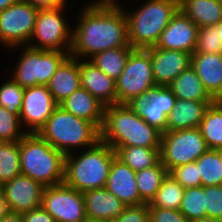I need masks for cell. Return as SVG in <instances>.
Returning <instances> with one entry per match:
<instances>
[{
	"instance_id": "43",
	"label": "cell",
	"mask_w": 222,
	"mask_h": 222,
	"mask_svg": "<svg viewBox=\"0 0 222 222\" xmlns=\"http://www.w3.org/2000/svg\"><path fill=\"white\" fill-rule=\"evenodd\" d=\"M37 9H54L65 6L70 0H23Z\"/></svg>"
},
{
	"instance_id": "9",
	"label": "cell",
	"mask_w": 222,
	"mask_h": 222,
	"mask_svg": "<svg viewBox=\"0 0 222 222\" xmlns=\"http://www.w3.org/2000/svg\"><path fill=\"white\" fill-rule=\"evenodd\" d=\"M115 85L116 104H127L156 86L148 49H133L129 53L124 70Z\"/></svg>"
},
{
	"instance_id": "32",
	"label": "cell",
	"mask_w": 222,
	"mask_h": 222,
	"mask_svg": "<svg viewBox=\"0 0 222 222\" xmlns=\"http://www.w3.org/2000/svg\"><path fill=\"white\" fill-rule=\"evenodd\" d=\"M184 190L181 184L168 174L150 204L153 207L179 210Z\"/></svg>"
},
{
	"instance_id": "2",
	"label": "cell",
	"mask_w": 222,
	"mask_h": 222,
	"mask_svg": "<svg viewBox=\"0 0 222 222\" xmlns=\"http://www.w3.org/2000/svg\"><path fill=\"white\" fill-rule=\"evenodd\" d=\"M124 10L127 20L128 40L133 49L154 47L161 33L179 10V0H135L129 7L115 0ZM123 3V4H122ZM132 9V10H131Z\"/></svg>"
},
{
	"instance_id": "46",
	"label": "cell",
	"mask_w": 222,
	"mask_h": 222,
	"mask_svg": "<svg viewBox=\"0 0 222 222\" xmlns=\"http://www.w3.org/2000/svg\"><path fill=\"white\" fill-rule=\"evenodd\" d=\"M19 0H0V12L17 3Z\"/></svg>"
},
{
	"instance_id": "17",
	"label": "cell",
	"mask_w": 222,
	"mask_h": 222,
	"mask_svg": "<svg viewBox=\"0 0 222 222\" xmlns=\"http://www.w3.org/2000/svg\"><path fill=\"white\" fill-rule=\"evenodd\" d=\"M152 74L156 86H168L180 73L191 66V55L184 51L150 47Z\"/></svg>"
},
{
	"instance_id": "1",
	"label": "cell",
	"mask_w": 222,
	"mask_h": 222,
	"mask_svg": "<svg viewBox=\"0 0 222 222\" xmlns=\"http://www.w3.org/2000/svg\"><path fill=\"white\" fill-rule=\"evenodd\" d=\"M84 3L77 12H72V15L77 13L73 17L78 19L73 24L71 57L89 60L105 50L131 46L126 14L115 0H89Z\"/></svg>"
},
{
	"instance_id": "5",
	"label": "cell",
	"mask_w": 222,
	"mask_h": 222,
	"mask_svg": "<svg viewBox=\"0 0 222 222\" xmlns=\"http://www.w3.org/2000/svg\"><path fill=\"white\" fill-rule=\"evenodd\" d=\"M21 174L44 187L64 181L65 154L53 148L38 133H27L19 141Z\"/></svg>"
},
{
	"instance_id": "25",
	"label": "cell",
	"mask_w": 222,
	"mask_h": 222,
	"mask_svg": "<svg viewBox=\"0 0 222 222\" xmlns=\"http://www.w3.org/2000/svg\"><path fill=\"white\" fill-rule=\"evenodd\" d=\"M168 87L176 98L180 100L207 102L209 105L216 101L205 89L192 66L180 73Z\"/></svg>"
},
{
	"instance_id": "24",
	"label": "cell",
	"mask_w": 222,
	"mask_h": 222,
	"mask_svg": "<svg viewBox=\"0 0 222 222\" xmlns=\"http://www.w3.org/2000/svg\"><path fill=\"white\" fill-rule=\"evenodd\" d=\"M209 106L207 102L176 99L167 117L166 131L199 128Z\"/></svg>"
},
{
	"instance_id": "40",
	"label": "cell",
	"mask_w": 222,
	"mask_h": 222,
	"mask_svg": "<svg viewBox=\"0 0 222 222\" xmlns=\"http://www.w3.org/2000/svg\"><path fill=\"white\" fill-rule=\"evenodd\" d=\"M111 222H149V204L126 206L123 212Z\"/></svg>"
},
{
	"instance_id": "15",
	"label": "cell",
	"mask_w": 222,
	"mask_h": 222,
	"mask_svg": "<svg viewBox=\"0 0 222 222\" xmlns=\"http://www.w3.org/2000/svg\"><path fill=\"white\" fill-rule=\"evenodd\" d=\"M44 186L30 177L19 175L3 184V199L14 213L41 207Z\"/></svg>"
},
{
	"instance_id": "22",
	"label": "cell",
	"mask_w": 222,
	"mask_h": 222,
	"mask_svg": "<svg viewBox=\"0 0 222 222\" xmlns=\"http://www.w3.org/2000/svg\"><path fill=\"white\" fill-rule=\"evenodd\" d=\"M59 106L76 117L92 122L99 130L102 128L105 105L83 87H79Z\"/></svg>"
},
{
	"instance_id": "6",
	"label": "cell",
	"mask_w": 222,
	"mask_h": 222,
	"mask_svg": "<svg viewBox=\"0 0 222 222\" xmlns=\"http://www.w3.org/2000/svg\"><path fill=\"white\" fill-rule=\"evenodd\" d=\"M38 134L65 155L90 148L100 140V130L92 122L74 116L59 105Z\"/></svg>"
},
{
	"instance_id": "20",
	"label": "cell",
	"mask_w": 222,
	"mask_h": 222,
	"mask_svg": "<svg viewBox=\"0 0 222 222\" xmlns=\"http://www.w3.org/2000/svg\"><path fill=\"white\" fill-rule=\"evenodd\" d=\"M81 87L89 91L105 106L116 104L115 81L89 60L79 59Z\"/></svg>"
},
{
	"instance_id": "38",
	"label": "cell",
	"mask_w": 222,
	"mask_h": 222,
	"mask_svg": "<svg viewBox=\"0 0 222 222\" xmlns=\"http://www.w3.org/2000/svg\"><path fill=\"white\" fill-rule=\"evenodd\" d=\"M168 174L179 182L184 189L201 186V176L196 162L172 168Z\"/></svg>"
},
{
	"instance_id": "35",
	"label": "cell",
	"mask_w": 222,
	"mask_h": 222,
	"mask_svg": "<svg viewBox=\"0 0 222 222\" xmlns=\"http://www.w3.org/2000/svg\"><path fill=\"white\" fill-rule=\"evenodd\" d=\"M2 80L4 81L0 83V106L19 116L25 88L14 82L9 76Z\"/></svg>"
},
{
	"instance_id": "23",
	"label": "cell",
	"mask_w": 222,
	"mask_h": 222,
	"mask_svg": "<svg viewBox=\"0 0 222 222\" xmlns=\"http://www.w3.org/2000/svg\"><path fill=\"white\" fill-rule=\"evenodd\" d=\"M79 87H81L79 59L69 55L50 78L47 88L59 105Z\"/></svg>"
},
{
	"instance_id": "3",
	"label": "cell",
	"mask_w": 222,
	"mask_h": 222,
	"mask_svg": "<svg viewBox=\"0 0 222 222\" xmlns=\"http://www.w3.org/2000/svg\"><path fill=\"white\" fill-rule=\"evenodd\" d=\"M162 133L137 116L127 104L107 105L100 140L110 146L160 149Z\"/></svg>"
},
{
	"instance_id": "28",
	"label": "cell",
	"mask_w": 222,
	"mask_h": 222,
	"mask_svg": "<svg viewBox=\"0 0 222 222\" xmlns=\"http://www.w3.org/2000/svg\"><path fill=\"white\" fill-rule=\"evenodd\" d=\"M199 129L209 149L222 148V100L207 108Z\"/></svg>"
},
{
	"instance_id": "19",
	"label": "cell",
	"mask_w": 222,
	"mask_h": 222,
	"mask_svg": "<svg viewBox=\"0 0 222 222\" xmlns=\"http://www.w3.org/2000/svg\"><path fill=\"white\" fill-rule=\"evenodd\" d=\"M87 221L111 222L117 218L126 205L106 188L82 192Z\"/></svg>"
},
{
	"instance_id": "27",
	"label": "cell",
	"mask_w": 222,
	"mask_h": 222,
	"mask_svg": "<svg viewBox=\"0 0 222 222\" xmlns=\"http://www.w3.org/2000/svg\"><path fill=\"white\" fill-rule=\"evenodd\" d=\"M116 157L138 172L156 165L160 161V149L141 146H111Z\"/></svg>"
},
{
	"instance_id": "13",
	"label": "cell",
	"mask_w": 222,
	"mask_h": 222,
	"mask_svg": "<svg viewBox=\"0 0 222 222\" xmlns=\"http://www.w3.org/2000/svg\"><path fill=\"white\" fill-rule=\"evenodd\" d=\"M176 99L168 86H155L150 91L133 98L127 105L149 125L165 133L167 117Z\"/></svg>"
},
{
	"instance_id": "11",
	"label": "cell",
	"mask_w": 222,
	"mask_h": 222,
	"mask_svg": "<svg viewBox=\"0 0 222 222\" xmlns=\"http://www.w3.org/2000/svg\"><path fill=\"white\" fill-rule=\"evenodd\" d=\"M39 9L19 0L0 12V48L7 49L28 45L34 31Z\"/></svg>"
},
{
	"instance_id": "33",
	"label": "cell",
	"mask_w": 222,
	"mask_h": 222,
	"mask_svg": "<svg viewBox=\"0 0 222 222\" xmlns=\"http://www.w3.org/2000/svg\"><path fill=\"white\" fill-rule=\"evenodd\" d=\"M21 175L19 141L0 142V182Z\"/></svg>"
},
{
	"instance_id": "29",
	"label": "cell",
	"mask_w": 222,
	"mask_h": 222,
	"mask_svg": "<svg viewBox=\"0 0 222 222\" xmlns=\"http://www.w3.org/2000/svg\"><path fill=\"white\" fill-rule=\"evenodd\" d=\"M132 50L131 46L108 49L95 54L89 61L116 81L124 70L127 57Z\"/></svg>"
},
{
	"instance_id": "10",
	"label": "cell",
	"mask_w": 222,
	"mask_h": 222,
	"mask_svg": "<svg viewBox=\"0 0 222 222\" xmlns=\"http://www.w3.org/2000/svg\"><path fill=\"white\" fill-rule=\"evenodd\" d=\"M208 149L199 128L166 131L161 136L160 161L169 172L195 162Z\"/></svg>"
},
{
	"instance_id": "49",
	"label": "cell",
	"mask_w": 222,
	"mask_h": 222,
	"mask_svg": "<svg viewBox=\"0 0 222 222\" xmlns=\"http://www.w3.org/2000/svg\"><path fill=\"white\" fill-rule=\"evenodd\" d=\"M3 199V183L0 182V201Z\"/></svg>"
},
{
	"instance_id": "4",
	"label": "cell",
	"mask_w": 222,
	"mask_h": 222,
	"mask_svg": "<svg viewBox=\"0 0 222 222\" xmlns=\"http://www.w3.org/2000/svg\"><path fill=\"white\" fill-rule=\"evenodd\" d=\"M115 156L114 149L101 140L90 148L66 154L63 183L79 192L105 188Z\"/></svg>"
},
{
	"instance_id": "45",
	"label": "cell",
	"mask_w": 222,
	"mask_h": 222,
	"mask_svg": "<svg viewBox=\"0 0 222 222\" xmlns=\"http://www.w3.org/2000/svg\"><path fill=\"white\" fill-rule=\"evenodd\" d=\"M11 212L12 211L9 204L4 199H2L0 201V221L4 216L9 215Z\"/></svg>"
},
{
	"instance_id": "30",
	"label": "cell",
	"mask_w": 222,
	"mask_h": 222,
	"mask_svg": "<svg viewBox=\"0 0 222 222\" xmlns=\"http://www.w3.org/2000/svg\"><path fill=\"white\" fill-rule=\"evenodd\" d=\"M167 175L168 170L161 161L150 168L136 172L138 193L144 203H151Z\"/></svg>"
},
{
	"instance_id": "42",
	"label": "cell",
	"mask_w": 222,
	"mask_h": 222,
	"mask_svg": "<svg viewBox=\"0 0 222 222\" xmlns=\"http://www.w3.org/2000/svg\"><path fill=\"white\" fill-rule=\"evenodd\" d=\"M22 219L23 222H56L42 206L22 213Z\"/></svg>"
},
{
	"instance_id": "47",
	"label": "cell",
	"mask_w": 222,
	"mask_h": 222,
	"mask_svg": "<svg viewBox=\"0 0 222 222\" xmlns=\"http://www.w3.org/2000/svg\"><path fill=\"white\" fill-rule=\"evenodd\" d=\"M193 222H222V220L213 219V218H210V217H204V218L195 220V221H193Z\"/></svg>"
},
{
	"instance_id": "36",
	"label": "cell",
	"mask_w": 222,
	"mask_h": 222,
	"mask_svg": "<svg viewBox=\"0 0 222 222\" xmlns=\"http://www.w3.org/2000/svg\"><path fill=\"white\" fill-rule=\"evenodd\" d=\"M26 134L20 117L0 106V142H17Z\"/></svg>"
},
{
	"instance_id": "41",
	"label": "cell",
	"mask_w": 222,
	"mask_h": 222,
	"mask_svg": "<svg viewBox=\"0 0 222 222\" xmlns=\"http://www.w3.org/2000/svg\"><path fill=\"white\" fill-rule=\"evenodd\" d=\"M149 222H192L179 210L153 207L149 203Z\"/></svg>"
},
{
	"instance_id": "37",
	"label": "cell",
	"mask_w": 222,
	"mask_h": 222,
	"mask_svg": "<svg viewBox=\"0 0 222 222\" xmlns=\"http://www.w3.org/2000/svg\"><path fill=\"white\" fill-rule=\"evenodd\" d=\"M193 53H222V42L216 25L198 29L197 44Z\"/></svg>"
},
{
	"instance_id": "44",
	"label": "cell",
	"mask_w": 222,
	"mask_h": 222,
	"mask_svg": "<svg viewBox=\"0 0 222 222\" xmlns=\"http://www.w3.org/2000/svg\"><path fill=\"white\" fill-rule=\"evenodd\" d=\"M0 222H23L22 214L11 212L9 215L4 216Z\"/></svg>"
},
{
	"instance_id": "8",
	"label": "cell",
	"mask_w": 222,
	"mask_h": 222,
	"mask_svg": "<svg viewBox=\"0 0 222 222\" xmlns=\"http://www.w3.org/2000/svg\"><path fill=\"white\" fill-rule=\"evenodd\" d=\"M73 2L75 0L54 9H39L28 46L46 51L71 52L74 22L70 20L74 18L66 14H69V8L76 7Z\"/></svg>"
},
{
	"instance_id": "14",
	"label": "cell",
	"mask_w": 222,
	"mask_h": 222,
	"mask_svg": "<svg viewBox=\"0 0 222 222\" xmlns=\"http://www.w3.org/2000/svg\"><path fill=\"white\" fill-rule=\"evenodd\" d=\"M58 104L47 86L25 88L20 122L26 133H39Z\"/></svg>"
},
{
	"instance_id": "16",
	"label": "cell",
	"mask_w": 222,
	"mask_h": 222,
	"mask_svg": "<svg viewBox=\"0 0 222 222\" xmlns=\"http://www.w3.org/2000/svg\"><path fill=\"white\" fill-rule=\"evenodd\" d=\"M198 29L179 9L161 33L155 47L193 54L197 44Z\"/></svg>"
},
{
	"instance_id": "26",
	"label": "cell",
	"mask_w": 222,
	"mask_h": 222,
	"mask_svg": "<svg viewBox=\"0 0 222 222\" xmlns=\"http://www.w3.org/2000/svg\"><path fill=\"white\" fill-rule=\"evenodd\" d=\"M179 9L198 27L222 21L221 0H179Z\"/></svg>"
},
{
	"instance_id": "12",
	"label": "cell",
	"mask_w": 222,
	"mask_h": 222,
	"mask_svg": "<svg viewBox=\"0 0 222 222\" xmlns=\"http://www.w3.org/2000/svg\"><path fill=\"white\" fill-rule=\"evenodd\" d=\"M41 206L56 222H87L82 192L64 183L45 187Z\"/></svg>"
},
{
	"instance_id": "39",
	"label": "cell",
	"mask_w": 222,
	"mask_h": 222,
	"mask_svg": "<svg viewBox=\"0 0 222 222\" xmlns=\"http://www.w3.org/2000/svg\"><path fill=\"white\" fill-rule=\"evenodd\" d=\"M206 217L222 220V185L204 187Z\"/></svg>"
},
{
	"instance_id": "50",
	"label": "cell",
	"mask_w": 222,
	"mask_h": 222,
	"mask_svg": "<svg viewBox=\"0 0 222 222\" xmlns=\"http://www.w3.org/2000/svg\"><path fill=\"white\" fill-rule=\"evenodd\" d=\"M219 151H220V154H221V157H222V148H221V149H219Z\"/></svg>"
},
{
	"instance_id": "34",
	"label": "cell",
	"mask_w": 222,
	"mask_h": 222,
	"mask_svg": "<svg viewBox=\"0 0 222 222\" xmlns=\"http://www.w3.org/2000/svg\"><path fill=\"white\" fill-rule=\"evenodd\" d=\"M179 211L192 222L206 217L204 187L186 188Z\"/></svg>"
},
{
	"instance_id": "31",
	"label": "cell",
	"mask_w": 222,
	"mask_h": 222,
	"mask_svg": "<svg viewBox=\"0 0 222 222\" xmlns=\"http://www.w3.org/2000/svg\"><path fill=\"white\" fill-rule=\"evenodd\" d=\"M201 186L222 185V157L219 150L208 149L196 161Z\"/></svg>"
},
{
	"instance_id": "18",
	"label": "cell",
	"mask_w": 222,
	"mask_h": 222,
	"mask_svg": "<svg viewBox=\"0 0 222 222\" xmlns=\"http://www.w3.org/2000/svg\"><path fill=\"white\" fill-rule=\"evenodd\" d=\"M135 175V171L115 156L110 165L105 188L126 206L144 204L138 193Z\"/></svg>"
},
{
	"instance_id": "7",
	"label": "cell",
	"mask_w": 222,
	"mask_h": 222,
	"mask_svg": "<svg viewBox=\"0 0 222 222\" xmlns=\"http://www.w3.org/2000/svg\"><path fill=\"white\" fill-rule=\"evenodd\" d=\"M8 50L12 54L20 52L17 53V60H10L13 61V64L4 65V68H8L5 69L6 73L4 72L3 77L9 75L14 82L23 88L38 85L47 86L57 68L70 55V52L46 51L28 45L17 46Z\"/></svg>"
},
{
	"instance_id": "21",
	"label": "cell",
	"mask_w": 222,
	"mask_h": 222,
	"mask_svg": "<svg viewBox=\"0 0 222 222\" xmlns=\"http://www.w3.org/2000/svg\"><path fill=\"white\" fill-rule=\"evenodd\" d=\"M191 66L215 100H222V53H193Z\"/></svg>"
},
{
	"instance_id": "48",
	"label": "cell",
	"mask_w": 222,
	"mask_h": 222,
	"mask_svg": "<svg viewBox=\"0 0 222 222\" xmlns=\"http://www.w3.org/2000/svg\"><path fill=\"white\" fill-rule=\"evenodd\" d=\"M216 26H217V31L219 33L220 40L222 42V21L218 23Z\"/></svg>"
}]
</instances>
